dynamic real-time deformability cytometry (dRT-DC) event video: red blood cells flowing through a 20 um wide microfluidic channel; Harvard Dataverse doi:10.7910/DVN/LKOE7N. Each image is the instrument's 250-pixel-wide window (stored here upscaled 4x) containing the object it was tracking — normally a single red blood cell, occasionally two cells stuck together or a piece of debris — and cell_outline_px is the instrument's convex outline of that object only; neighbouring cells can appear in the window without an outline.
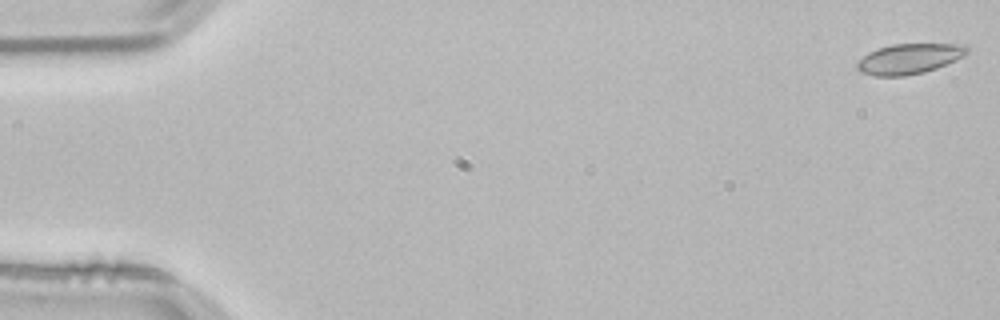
{"species": "common noctule bat (a hibernating species)", "species_latin": "Nyctalus noctula", "temperature_condition": "room temperature", "stored_images_in_passage": 53, "camera_frame_rate_fps": 3000, "um_per_image_px": 0.085, "animal": {"sex": "male", "body_mass_g": 21.5, "forearm_length_mm": 52.0}, "frame": {"image": 1, "passage_image": 1, "time_ms": 0.0, "image_size_px": [1000, 320], "cell_outline_px": [[968, 52], [964, 56], [936, 68], [924, 72], [904, 76], [876, 76], [860, 72], [856, 68], [856, 60], [868, 52], [876, 48], [892, 44], [964, 44], [968, 48]], "centroid_in_image_um": [77.22, 4.99], "position_along_channel_um": 7.8, "area_um2": 19.54}}
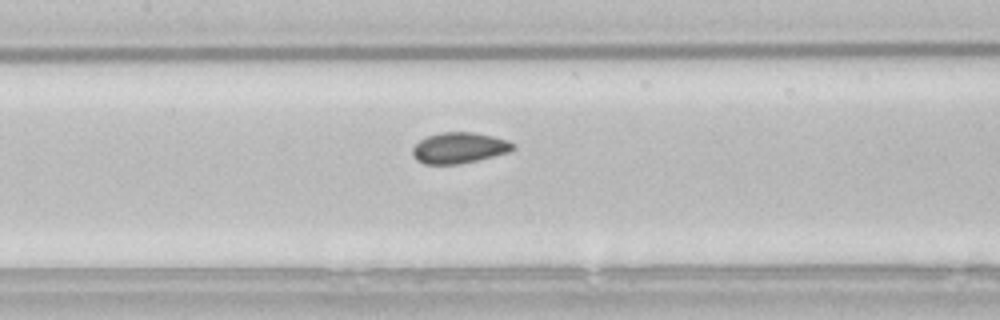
{"frame": {"image": 2, "passage_image": 25, "time_ms": 8.0, "image_size_px": [1000, 320], "cell_outline_px": [[516, 148], [508, 152], [460, 164], [424, 164], [416, 160], [412, 156], [412, 148], [420, 140], [428, 136], [440, 132], [472, 132], [492, 136], [508, 140], [516, 144]], "centroid_in_image_um": [39.02, 12.57], "position_along_channel_um": 168.4, "area_um2": 18.09}}
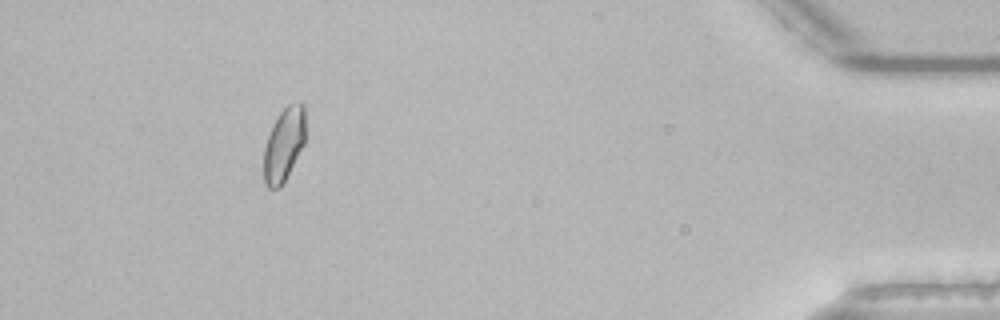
{"frame": {"image": 3, "passage_image": 49, "time_ms": 16.0, "image_size_px": [1000, 320], "cell_outline_px": [[304, 144], [280, 188], [268, 188], [264, 184], [264, 148], [272, 124], [280, 112], [288, 104], [304, 104]], "centroid_in_image_um": [24.11, 12.3], "position_along_channel_um": 411.1, "area_um2": 17.51}, "authors_computed_cell_mechanics": {"area_um2": 18.0914, "velocity_mm_per_s": 3.8167, "shape_relaxation_time_tau1_ms": 6.574, "shape_relaxation_time_tau2_ms": 1.2045, "deformation_change_tau1": 0.0894, "deformation_change_tau2": 0.0349}}